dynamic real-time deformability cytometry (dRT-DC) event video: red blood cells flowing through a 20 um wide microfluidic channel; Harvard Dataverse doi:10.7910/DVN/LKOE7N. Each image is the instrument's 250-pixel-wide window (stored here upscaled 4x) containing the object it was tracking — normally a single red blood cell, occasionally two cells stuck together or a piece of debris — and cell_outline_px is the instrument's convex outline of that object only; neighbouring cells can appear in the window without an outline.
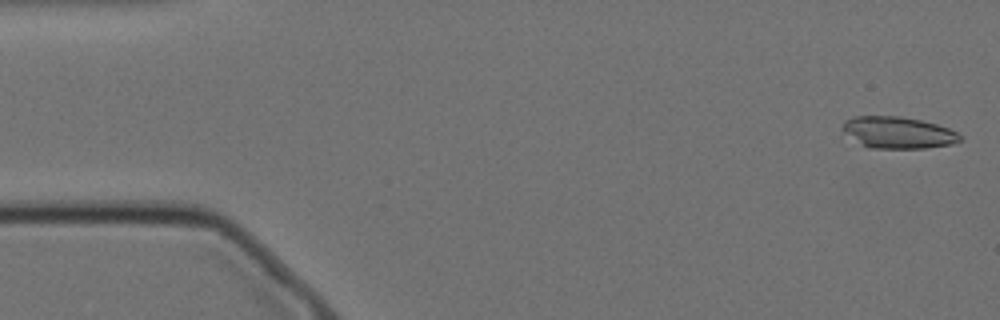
{"species": "Egyptian fruit bat (a non-hibernating species)", "species_latin": "Rousettus aegyptiacus", "temperature_condition": "cold", "stored_images_in_passage": 56, "camera_frame_rate_fps": 3000, "um_per_image_px": 0.085, "animal": {"sex": "female"}, "frame": {"image": 1, "passage_image": 1, "time_ms": 0.0, "image_size_px": [1000, 320], "cell_outline_px": [[960, 140], [952, 144], [924, 148], [868, 148], [844, 132], [844, 120], [852, 116], [900, 116], [920, 120], [936, 124], [948, 128], [956, 132], [960, 136]], "centroid_in_image_um": [76.33, 11.26], "position_along_channel_um": 8.7, "area_um2": 21.39}}
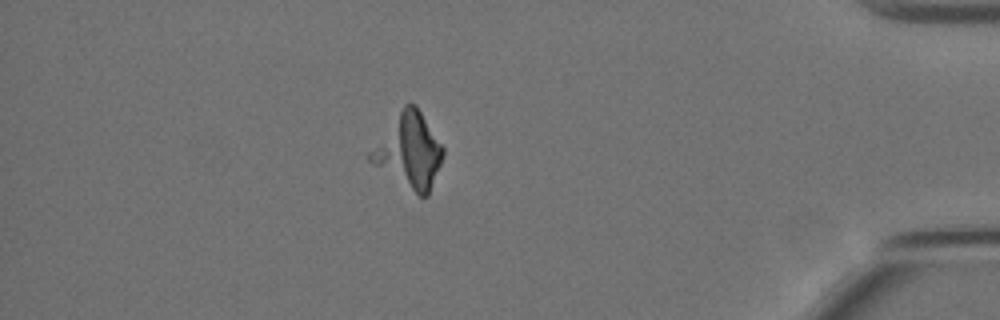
{"frame": {"image": 2, "passage_image": 48, "time_ms": 15.667, "image_size_px": [1000, 320], "cell_outline_px": [[444, 156], [428, 196], [420, 196], [372, 164], [368, 160], [368, 152], [404, 104], [416, 104], [444, 148]], "centroid_in_image_um": [34.77, 12.82], "position_along_channel_um": 400.4, "area_um2": 30.98}}
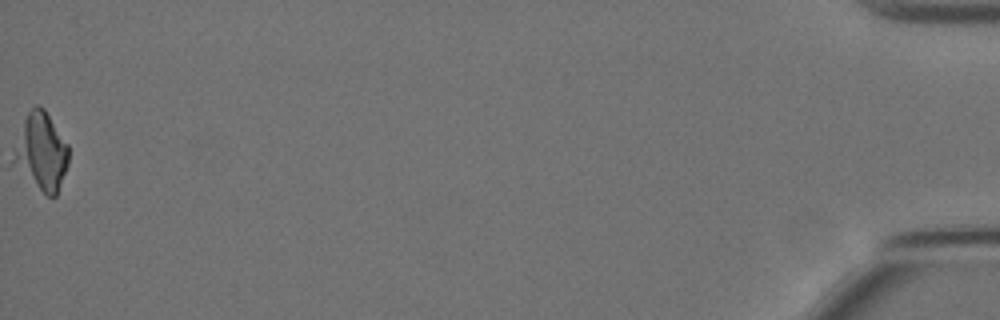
{"frame": {"image": 3, "passage_image": 56, "time_ms": 18.333, "image_size_px": [1000, 320], "cell_outline_px": [[68, 164], [56, 196], [48, 196], [12, 164], [12, 148], [24, 120], [28, 112], [36, 104], [40, 104], [44, 108], [68, 144]], "centroid_in_image_um": [3.49, 12.86], "position_along_channel_um": 431.7, "area_um2": 24.62}}